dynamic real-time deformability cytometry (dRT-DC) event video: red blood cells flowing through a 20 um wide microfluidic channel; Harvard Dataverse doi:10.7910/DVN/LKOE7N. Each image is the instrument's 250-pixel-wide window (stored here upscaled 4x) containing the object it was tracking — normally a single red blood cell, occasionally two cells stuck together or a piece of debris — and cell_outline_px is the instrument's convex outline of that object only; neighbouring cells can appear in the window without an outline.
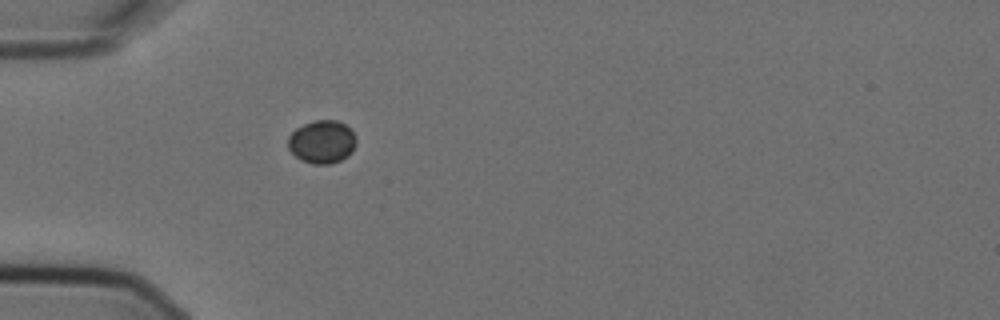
{"species": "Egyptian fruit bat (a non-hibernating species)", "species_latin": "Rousettus aegyptiacus", "temperature_condition": "cold", "stored_images_in_passage": 1, "camera_frame_rate_fps": 3000, "um_per_image_px": 0.085, "animal": {"sex": "female"}, "frame": {"image": 1, "passage_image": 1, "time_ms": 0.0, "image_size_px": [1000, 320], "cell_outline_px": [[356, 144], [352, 152], [348, 156], [332, 164], [312, 164], [300, 160], [288, 148], [288, 136], [296, 128], [304, 124], [316, 120], [336, 120], [344, 124], [356, 136]], "centroid_in_image_um": [27.37, 12.07], "position_along_channel_um": 57.6, "area_um2": 17.17}}